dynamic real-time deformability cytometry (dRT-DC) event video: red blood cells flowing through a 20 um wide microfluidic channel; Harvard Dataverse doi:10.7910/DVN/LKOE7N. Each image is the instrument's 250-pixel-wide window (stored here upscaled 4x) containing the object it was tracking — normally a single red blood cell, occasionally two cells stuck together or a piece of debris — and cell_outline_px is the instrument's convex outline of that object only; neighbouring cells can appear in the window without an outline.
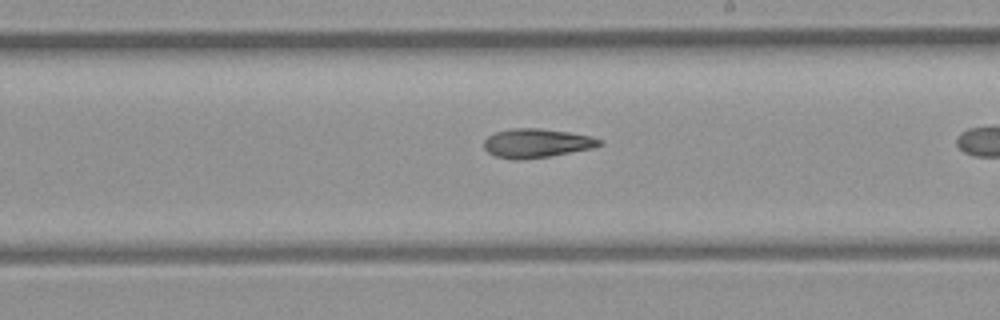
{"species": "common noctule bat (a hibernating species)", "species_latin": "Nyctalus noctula", "temperature_condition": "room temperature", "stored_images_in_passage": 27, "camera_frame_rate_fps": 3000, "um_per_image_px": 0.085, "animal": {"sex": "female", "body_mass_g": 21.9}, "frame": {"image": 1, "passage_image": 16, "time_ms": 5.0, "image_size_px": [1000, 320], "cell_outline_px": [[604, 144], [592, 148], [548, 156], [516, 160], [512, 160], [496, 156], [488, 152], [484, 148], [484, 140], [488, 136], [496, 132], [512, 128], [540, 128], [568, 132], [592, 136], [604, 140]], "centroid_in_image_um": [45.63, 12.16], "position_along_channel_um": 243.4, "area_um2": 19.48}}
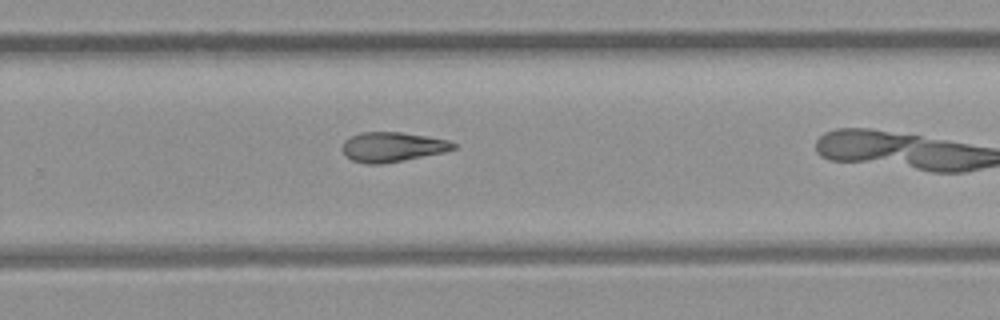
{"frame": {"image": 2, "passage_image": 20, "time_ms": 6.333, "image_size_px": [1000, 320], "cell_outline_px": [[456, 148], [444, 152], [404, 160], [380, 164], [368, 164], [352, 160], [344, 152], [344, 140], [360, 132], [400, 132], [448, 140], [456, 144]], "centroid_in_image_um": [33.37, 12.49], "position_along_channel_um": 296.4, "area_um2": 18.9}}